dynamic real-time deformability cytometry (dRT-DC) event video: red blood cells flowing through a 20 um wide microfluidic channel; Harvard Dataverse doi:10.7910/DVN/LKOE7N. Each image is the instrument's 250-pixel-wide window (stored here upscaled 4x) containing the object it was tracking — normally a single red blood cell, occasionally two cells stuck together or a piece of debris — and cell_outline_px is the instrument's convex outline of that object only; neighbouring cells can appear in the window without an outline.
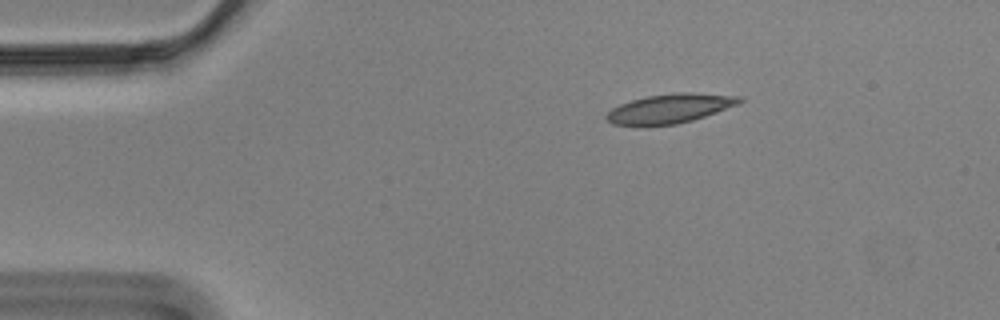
{"species": "Egyptian fruit bat (a non-hibernating species)", "species_latin": "Rousettus aegyptiacus", "temperature_condition": "cold", "stored_images_in_passage": 48, "camera_frame_rate_fps": 3000, "um_per_image_px": 0.085, "animal": {"sex": "male"}, "frame": {"image": 1, "passage_image": 1, "time_ms": 0.0, "image_size_px": [1000, 320], "cell_outline_px": [[744, 100], [740, 104], [692, 120], [676, 124], [612, 124], [604, 116], [612, 108], [620, 104], [632, 100], [648, 96], [672, 92], [692, 92], [744, 96]], "centroid_in_image_um": [57.02, 9.18], "position_along_channel_um": 28.0, "area_um2": 22.48}}
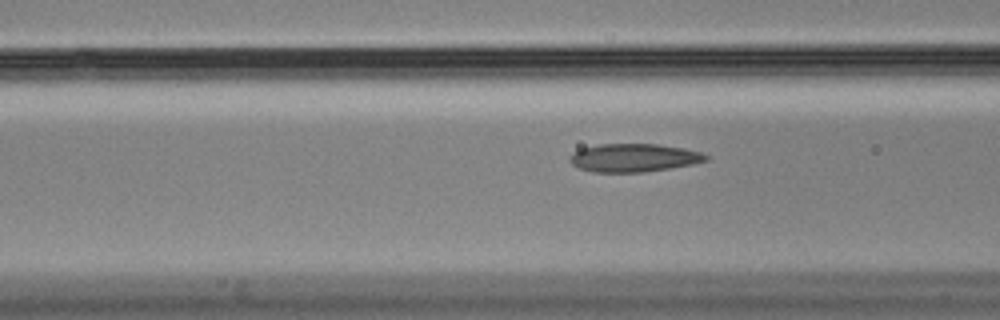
{"frame": {"image": 2, "passage_image": 13, "time_ms": 4.0, "image_size_px": [1000, 320], "cell_outline_px": [[708, 160], [692, 164], [644, 172], [592, 172], [580, 168], [572, 164], [568, 160], [568, 156], [572, 152], [580, 148], [600, 144], [656, 144], [684, 148], [700, 152], [708, 156]], "centroid_in_image_um": [53.81, 13.4], "position_along_channel_um": 112.8, "area_um2": 22.37}}
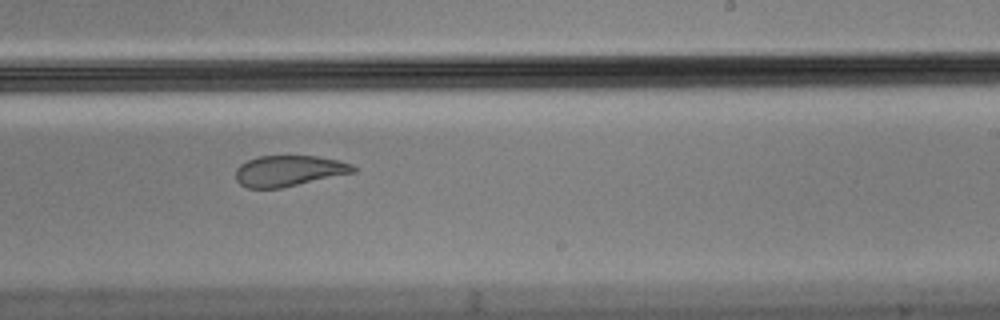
{"frame": {"image": 3, "passage_image": 26, "time_ms": 8.333, "image_size_px": [1000, 320], "cell_outline_px": [[356, 172], [280, 188], [248, 188], [240, 184], [236, 180], [236, 168], [240, 164], [256, 156], [316, 156], [336, 160], [352, 164], [356, 168]], "centroid_in_image_um": [24.53, 14.52], "position_along_channel_um": 264.5, "area_um2": 21.04}, "authors_computed_cell_mechanics": {"area_um2": 23.0911, "velocity_mm_per_s": 3.4991, "shape_relaxation_time_tau1_ms": null, "shape_relaxation_time_tau2_ms": 2.1334, "deformation_change_tau1": null, "deformation_change_tau2": 0.0805}}